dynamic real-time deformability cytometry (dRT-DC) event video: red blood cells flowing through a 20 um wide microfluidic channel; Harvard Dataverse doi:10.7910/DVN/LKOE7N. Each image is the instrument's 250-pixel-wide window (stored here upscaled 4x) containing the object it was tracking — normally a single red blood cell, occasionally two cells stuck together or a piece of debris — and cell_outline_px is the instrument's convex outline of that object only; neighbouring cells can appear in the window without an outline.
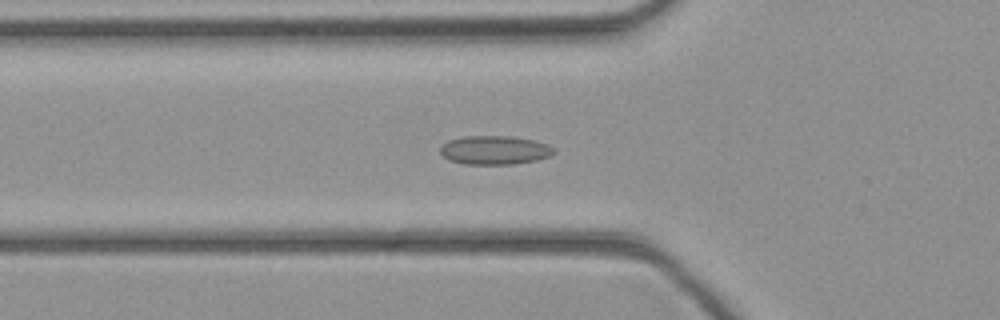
{"species": "common noctule bat (a hibernating species)", "species_latin": "Nyctalus noctula", "temperature_condition": "cold", "stored_images_in_passage": 34, "camera_frame_rate_fps": 3000, "um_per_image_px": 0.085, "animal": {"sex": "female", "body_mass_g": 21.9}, "frame": {"image": 1, "passage_image": 12, "time_ms": 3.667, "image_size_px": [1000, 320], "cell_outline_px": [[556, 152], [548, 156], [536, 160], [512, 164], [464, 164], [448, 160], [440, 152], [440, 148], [448, 140], [464, 136], [512, 136], [536, 140], [548, 144], [556, 148]], "centroid_in_image_um": [42.07, 12.75], "position_along_channel_um": 83.7, "area_um2": 19.19}}
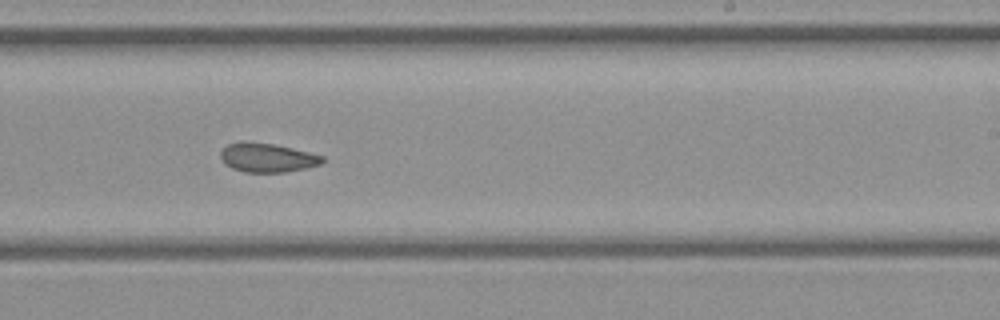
{"frame": {"image": 2, "passage_image": 24, "time_ms": 7.667, "image_size_px": [1000, 320], "cell_outline_px": [[324, 160], [320, 164], [304, 168], [284, 172], [244, 172], [232, 168], [224, 164], [220, 156], [220, 152], [228, 144], [240, 140], [244, 140], [276, 144], [324, 156]], "centroid_in_image_um": [22.67, 13.38], "position_along_channel_um": 266.3, "area_um2": 17.34}}
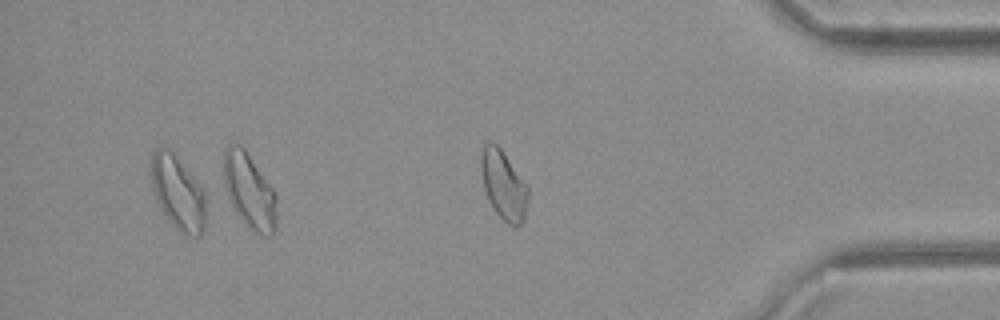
{"frame": {"image": 3, "passage_image": 34, "time_ms": 11.0, "image_size_px": [1000, 320], "cell_outline_px": [[276, 228], [272, 236], [264, 236], [248, 228], [244, 224], [232, 204], [228, 196], [224, 184], [224, 152], [228, 144], [240, 144], [244, 148], [272, 188], [276, 196]], "centroid_in_image_um": [21.2, 16.25], "position_along_channel_um": 414.0, "area_um2": 23.0}}